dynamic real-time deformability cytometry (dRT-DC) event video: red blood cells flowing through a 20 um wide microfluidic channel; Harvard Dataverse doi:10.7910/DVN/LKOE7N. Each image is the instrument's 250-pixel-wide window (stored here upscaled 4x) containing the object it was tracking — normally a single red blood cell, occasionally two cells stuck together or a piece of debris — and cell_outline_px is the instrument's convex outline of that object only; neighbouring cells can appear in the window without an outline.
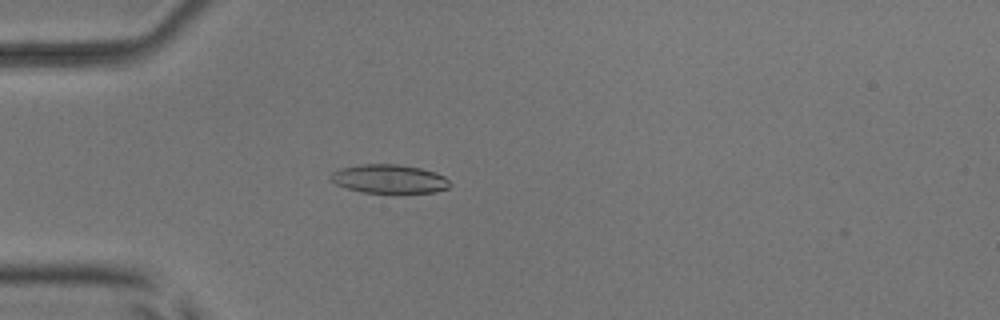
{"species": "common noctule bat (a hibernating species)", "species_latin": "Nyctalus noctula", "temperature_condition": "room temperature", "stored_images_in_passage": 53, "camera_frame_rate_fps": 3000, "um_per_image_px": 0.085, "animal": {"sex": "male", "body_mass_g": 17.9, "forearm_length_mm": 54.2}, "frame": {"image": 1, "passage_image": 16, "time_ms": 5.0, "image_size_px": [1000, 320], "cell_outline_px": [[452, 184], [448, 188], [436, 192], [364, 192], [348, 188], [336, 184], [328, 176], [332, 172], [340, 168], [360, 164], [396, 164], [420, 168], [436, 172], [444, 176]], "centroid_in_image_um": [33.09, 15.19], "position_along_channel_um": 51.9, "area_um2": 19.83}}
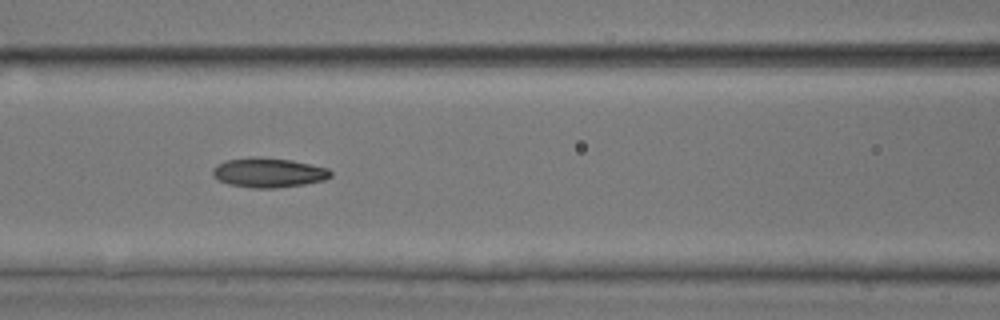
{"frame": {"image": 2, "passage_image": 24, "time_ms": 7.667, "image_size_px": [1000, 320], "cell_outline_px": [[332, 176], [324, 180], [304, 184], [276, 188], [252, 188], [228, 184], [212, 176], [212, 168], [216, 164], [224, 160], [252, 156], [260, 156], [292, 160], [328, 168], [332, 172]], "centroid_in_image_um": [22.79, 14.66], "position_along_channel_um": 143.8, "area_um2": 20.63}}
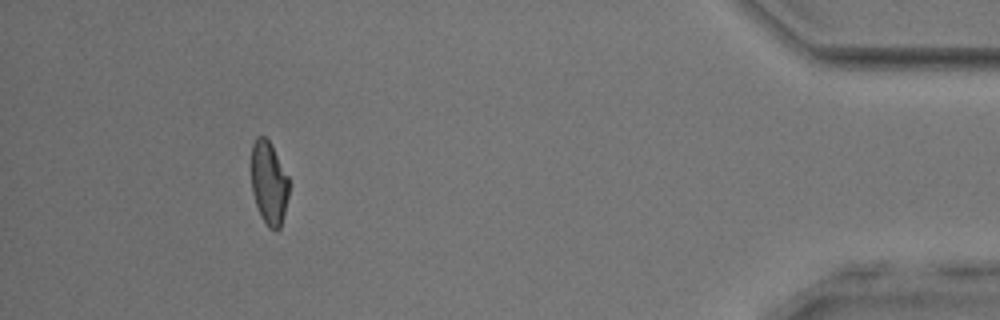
{"frame": {"image": 3, "passage_image": 49, "time_ms": 16.0, "image_size_px": [1000, 320], "cell_outline_px": [[288, 196], [280, 228], [276, 232], [268, 228], [260, 216], [252, 192], [252, 144], [256, 136], [264, 136], [268, 140], [288, 176]], "centroid_in_image_um": [22.84, 15.59], "position_along_channel_um": 412.4, "area_um2": 18.09}, "authors_computed_cell_mechanics": {"area_um2": 19.8254, "velocity_mm_per_s": 3.9327, "shape_relaxation_time_tau1_ms": 3.4392, "shape_relaxation_time_tau2_ms": 2.8103, "deformation_change_tau1": 0.1279, "deformation_change_tau2": 0.0915}}